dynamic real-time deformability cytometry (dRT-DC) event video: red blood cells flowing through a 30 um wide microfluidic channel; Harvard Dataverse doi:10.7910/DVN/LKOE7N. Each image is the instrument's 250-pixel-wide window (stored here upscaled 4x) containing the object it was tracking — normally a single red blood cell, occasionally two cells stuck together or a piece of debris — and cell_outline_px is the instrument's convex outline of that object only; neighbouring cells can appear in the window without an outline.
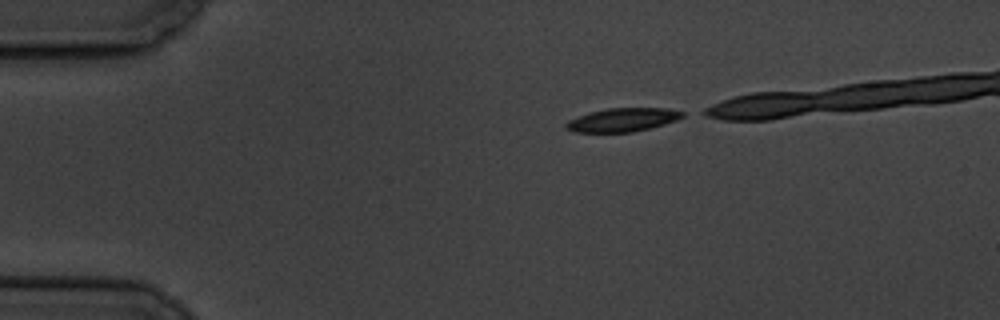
{"species": "common noctule bat (a hibernating species)", "species_latin": "Nyctalus noctula", "temperature_condition": "cold", "stored_images_in_passage": 15, "camera_frame_rate_fps": 3000, "um_per_image_px": 0.085, "animal": {"sex": "male", "body_mass_g": 19.5, "forearm_length_mm": 54.6}, "frame": {"image": 1, "passage_image": 1, "time_ms": 0.0, "image_size_px": [1000, 320], "cell_outline_px": [[684, 116], [676, 120], [664, 124], [632, 132], [576, 132], [564, 128], [564, 124], [568, 120], [588, 112], [608, 108], [668, 108], [684, 112]], "centroid_in_image_um": [52.89, 10.18], "position_along_channel_um": 32.1, "area_um2": 15.95}}
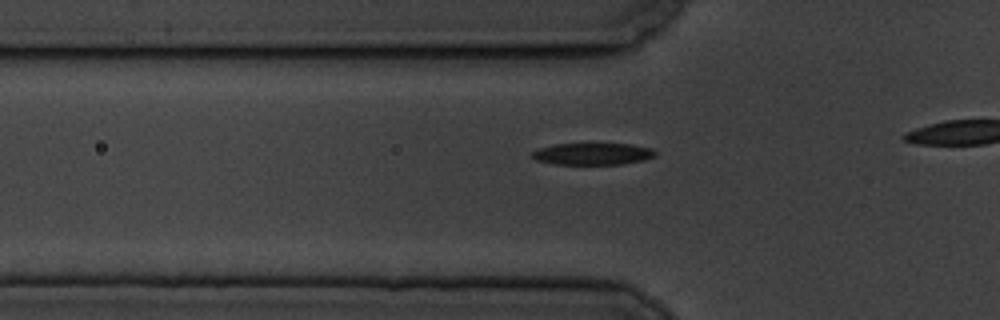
{"frame": {"image": 2, "passage_image": 9, "time_ms": 2.667, "image_size_px": [1000, 320], "cell_outline_px": [[656, 156], [644, 160], [620, 164], [552, 164], [536, 160], [532, 156], [532, 152], [540, 148], [556, 144], [632, 144], [652, 148], [656, 152]], "centroid_in_image_um": [50.41, 13.08], "position_along_channel_um": 75.4, "area_um2": 15.61}}
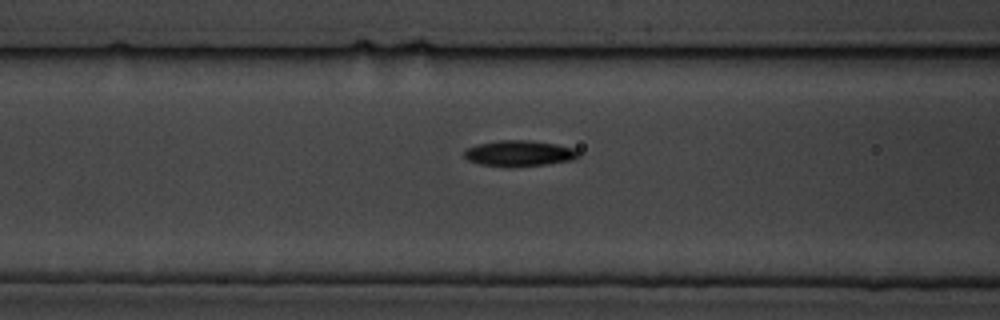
{"frame": {"image": 3, "passage_image": 13, "time_ms": 4.0, "image_size_px": [1000, 320], "cell_outline_px": [[580, 156], [572, 160], [548, 164], [480, 164], [468, 160], [464, 156], [464, 152], [468, 148], [476, 144], [496, 140], [528, 140], [556, 144], [576, 148], [580, 152]], "centroid_in_image_um": [44.19, 12.98], "position_along_channel_um": 122.4, "area_um2": 16.59}}